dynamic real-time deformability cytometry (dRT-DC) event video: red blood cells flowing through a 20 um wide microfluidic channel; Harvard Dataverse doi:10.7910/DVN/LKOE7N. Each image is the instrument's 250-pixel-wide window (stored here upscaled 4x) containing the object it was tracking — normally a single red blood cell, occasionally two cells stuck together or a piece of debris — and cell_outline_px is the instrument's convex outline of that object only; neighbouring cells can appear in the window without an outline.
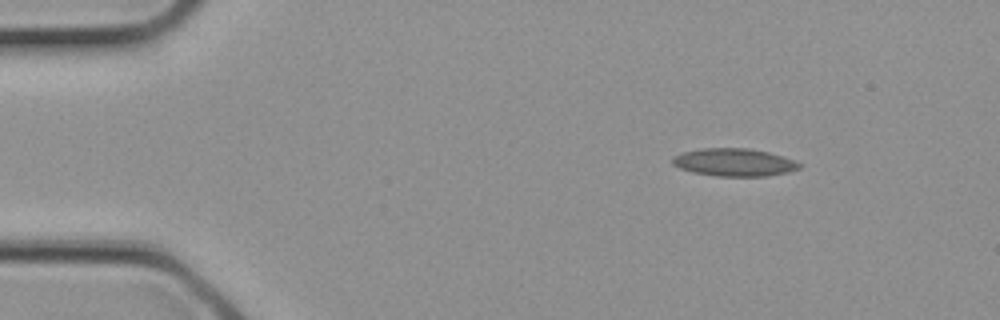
{"species": "common noctule bat (a hibernating species)", "species_latin": "Nyctalus noctula", "temperature_condition": "cold", "stored_images_in_passage": 4, "segment_of_instrument_passage": [2, 2], "camera_frame_rate_fps": 3000, "um_per_image_px": 0.085, "animal": {"sex": "female", "body_mass_g": 21.9}, "frame": {"image": 1, "passage_image": 4, "time_ms": 1.0, "image_size_px": [1000, 320], "cell_outline_px": [[804, 164], [800, 168], [788, 172], [768, 176], [716, 176], [692, 172], [680, 168], [672, 164], [672, 156], [684, 152], [704, 148], [748, 148], [768, 152]], "centroid_in_image_um": [62.4, 13.8], "position_along_channel_um": 22.6, "area_um2": 20.46}}